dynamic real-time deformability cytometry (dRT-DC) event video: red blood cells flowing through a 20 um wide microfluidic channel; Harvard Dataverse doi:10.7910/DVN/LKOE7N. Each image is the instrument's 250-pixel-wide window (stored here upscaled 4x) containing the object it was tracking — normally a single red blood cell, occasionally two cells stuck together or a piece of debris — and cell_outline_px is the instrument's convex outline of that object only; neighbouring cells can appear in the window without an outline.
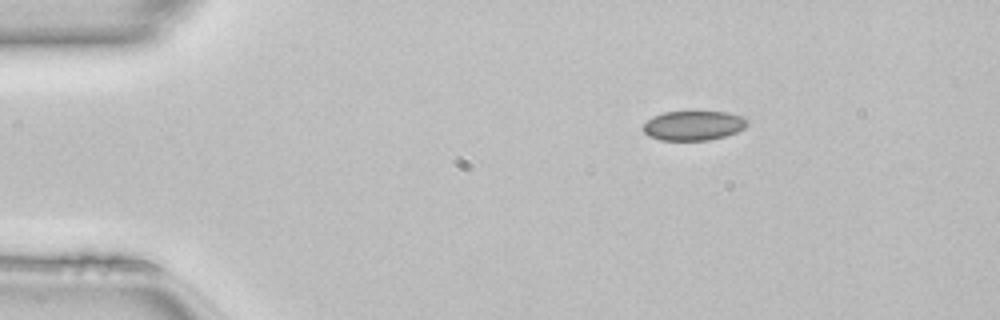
{"species": "common noctule bat (a hibernating species)", "species_latin": "Nyctalus noctula", "temperature_condition": "room temperature", "stored_images_in_passage": 42, "camera_frame_rate_fps": 3000, "um_per_image_px": 0.085, "animal": {"sex": "female", "body_mass_g": 22.7, "forearm_length_mm": 54.2}, "frame": {"image": 1, "passage_image": 1, "time_ms": 0.0, "image_size_px": [1000, 320], "cell_outline_px": [[748, 124], [744, 128], [736, 132], [724, 136], [708, 140], [660, 140], [648, 136], [640, 128], [652, 116], [664, 112], [728, 112], [744, 116], [748, 120]], "centroid_in_image_um": [58.93, 10.67], "position_along_channel_um": 26.1, "area_um2": 18.03}}
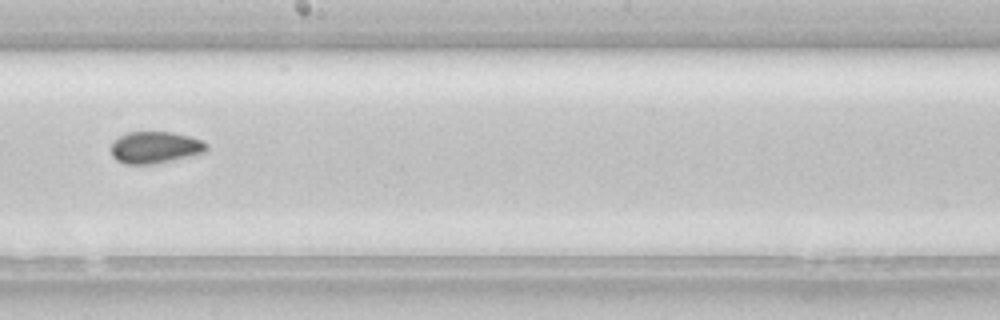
{"frame": {"image": 2, "passage_image": 21, "time_ms": 6.667, "image_size_px": [1000, 320], "cell_outline_px": [[208, 148], [204, 152], [188, 156], [152, 164], [124, 164], [116, 160], [112, 156], [112, 144], [120, 136], [128, 132], [172, 132], [204, 140], [208, 144]], "centroid_in_image_um": [13.19, 12.52], "position_along_channel_um": 235.0, "area_um2": 17.51}}
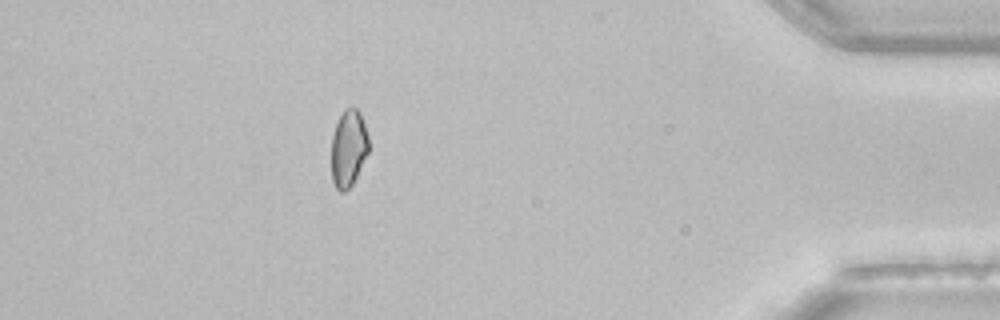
{"frame": {"image": 3, "passage_image": 37, "time_ms": 12.0, "image_size_px": [1000, 320], "cell_outline_px": [[368, 152], [352, 184], [344, 192], [340, 192], [336, 188], [332, 180], [332, 136], [336, 124], [344, 108], [356, 108], [360, 112], [368, 136]], "centroid_in_image_um": [29.61, 12.6], "position_along_channel_um": 405.6, "area_um2": 16.47}, "authors_computed_cell_mechanics": {"area_um2": 17.629, "velocity_mm_per_s": 4.1385, "shape_relaxation_time_tau1_ms": null, "shape_relaxation_time_tau2_ms": 2.6244, "deformation_change_tau1": null, "deformation_change_tau2": 0.0595}}